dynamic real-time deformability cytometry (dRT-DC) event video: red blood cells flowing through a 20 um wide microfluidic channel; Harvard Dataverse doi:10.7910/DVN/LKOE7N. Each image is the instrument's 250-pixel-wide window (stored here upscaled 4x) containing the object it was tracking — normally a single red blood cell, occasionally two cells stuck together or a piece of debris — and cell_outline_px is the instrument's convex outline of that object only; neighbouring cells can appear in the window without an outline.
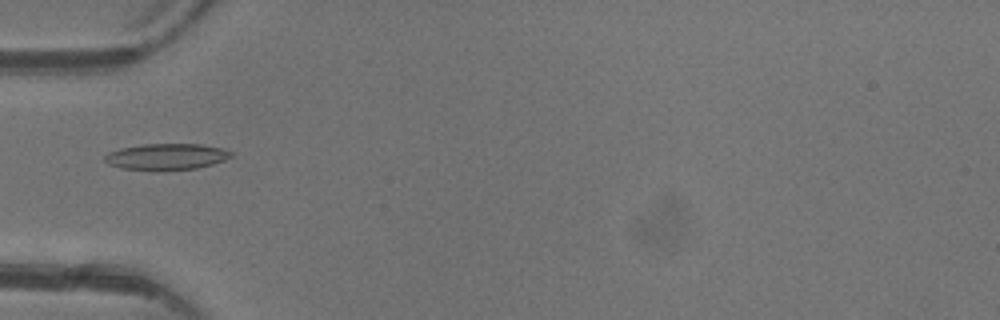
{"species": "common noctule bat (a hibernating species)", "species_latin": "Nyctalus noctula", "temperature_condition": "warm", "stored_images_in_passage": 3, "camera_frame_rate_fps": 3000, "um_per_image_px": 0.085, "animal": {"sex": "female"}, "frame": {"image": 1, "passage_image": 2, "time_ms": 1.333, "image_size_px": [1000, 320], "cell_outline_px": [[232, 156], [224, 160], [212, 164], [196, 168], [156, 172], [152, 172], [120, 168], [108, 164], [104, 160], [104, 156], [108, 152], [120, 148], [144, 144], [200, 144], [220, 148], [232, 152]], "centroid_in_image_um": [14.08, 13.34], "position_along_channel_um": 70.9, "area_um2": 19.71}}
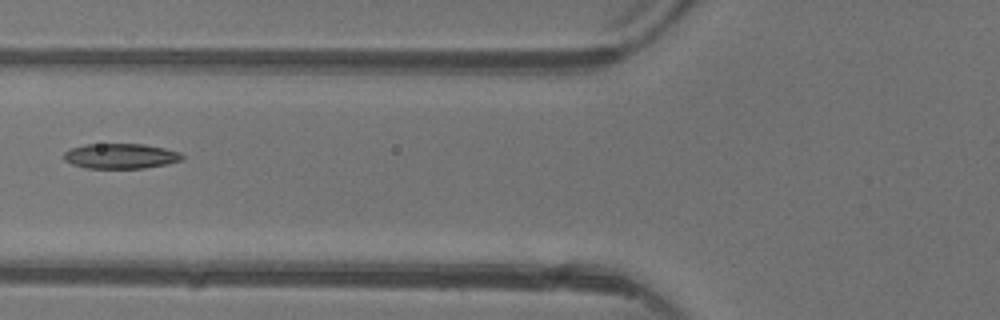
{"frame": {"image": 2, "passage_image": 3, "time_ms": 2.333, "image_size_px": [1000, 320], "cell_outline_px": [[184, 160], [144, 168], [84, 168], [72, 164], [64, 160], [64, 152], [72, 148], [84, 144], [144, 144], [164, 148], [180, 152], [184, 156]], "centroid_in_image_um": [10.25, 13.26], "position_along_channel_um": 115.5, "area_um2": 17.34}}